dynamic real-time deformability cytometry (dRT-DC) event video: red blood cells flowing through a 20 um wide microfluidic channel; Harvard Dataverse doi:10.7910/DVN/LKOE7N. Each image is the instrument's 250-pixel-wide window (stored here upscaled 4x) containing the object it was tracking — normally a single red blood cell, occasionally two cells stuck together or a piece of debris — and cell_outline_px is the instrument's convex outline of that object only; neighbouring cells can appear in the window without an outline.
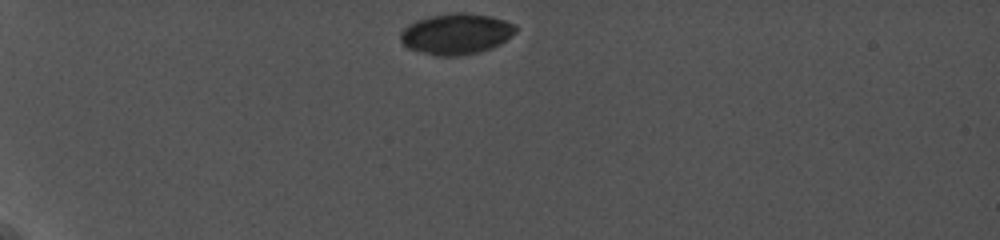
{"species": "common noctule bat (a hibernating species)", "species_latin": "Nyctalus noctula", "temperature_condition": "cold", "stored_images_in_passage": 5, "camera_frame_rate_fps": 5000, "um_per_image_px": 0.085, "animal": {"sex": "female", "body_mass_g": 19.0, "forearm_length_mm": 56.7}, "frame": {"image": 1, "passage_image": 1, "time_ms": 0.0, "image_size_px": [1000, 240], "cell_outline_px": [[516, 32], [512, 36], [500, 44], [492, 48], [480, 52], [460, 56], [436, 56], [420, 52], [408, 48], [400, 40], [400, 32], [408, 24], [416, 20], [432, 16], [456, 12], [468, 12], [492, 16], [516, 24]], "centroid_in_image_um": [38.8, 2.88], "position_along_channel_um": 46.2, "area_um2": 27.74}}